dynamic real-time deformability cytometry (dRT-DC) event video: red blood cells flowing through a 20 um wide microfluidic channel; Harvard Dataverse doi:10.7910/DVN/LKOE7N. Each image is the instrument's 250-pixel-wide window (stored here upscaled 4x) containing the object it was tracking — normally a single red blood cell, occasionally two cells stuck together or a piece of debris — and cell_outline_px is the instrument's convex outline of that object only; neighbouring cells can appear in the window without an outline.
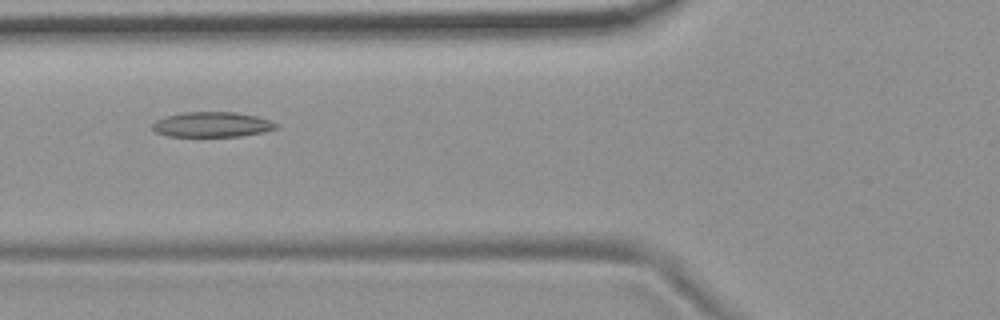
{"species": "common noctule bat (a hibernating species)", "species_latin": "Nyctalus noctula", "temperature_condition": "room temperature", "stored_images_in_passage": 10, "camera_frame_rate_fps": 3000, "um_per_image_px": 0.085, "animal": {"sex": "female", "body_mass_g": 19.9}, "frame": {"image": 1, "passage_image": 6, "time_ms": 5.667, "image_size_px": [1000, 320], "cell_outline_px": [[280, 128], [264, 132], [240, 136], [168, 136], [156, 132], [152, 128], [152, 124], [156, 120], [164, 116], [184, 112], [236, 112], [256, 116], [280, 124]], "centroid_in_image_um": [18.05, 10.58], "position_along_channel_um": 107.8, "area_um2": 18.21}}
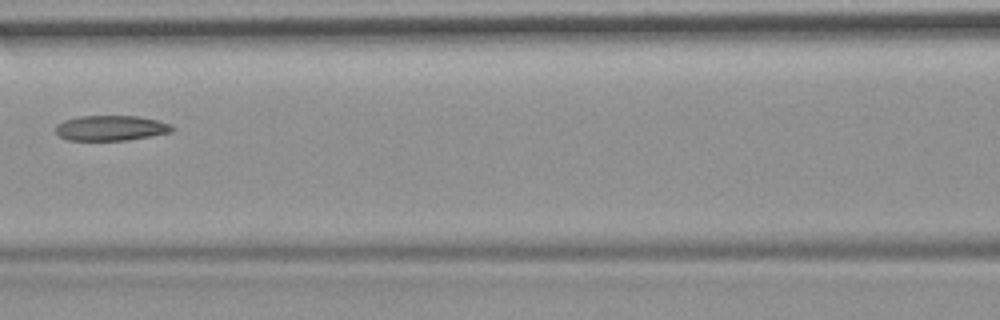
{"frame": {"image": 2, "passage_image": 7, "time_ms": 7.0, "image_size_px": [1000, 320], "cell_outline_px": [[176, 128], [172, 132], [128, 140], [68, 140], [60, 136], [56, 132], [56, 124], [64, 120], [80, 116], [136, 116], [156, 120], [172, 124]], "centroid_in_image_um": [9.45, 10.88], "position_along_channel_um": 157.2, "area_um2": 17.11}}